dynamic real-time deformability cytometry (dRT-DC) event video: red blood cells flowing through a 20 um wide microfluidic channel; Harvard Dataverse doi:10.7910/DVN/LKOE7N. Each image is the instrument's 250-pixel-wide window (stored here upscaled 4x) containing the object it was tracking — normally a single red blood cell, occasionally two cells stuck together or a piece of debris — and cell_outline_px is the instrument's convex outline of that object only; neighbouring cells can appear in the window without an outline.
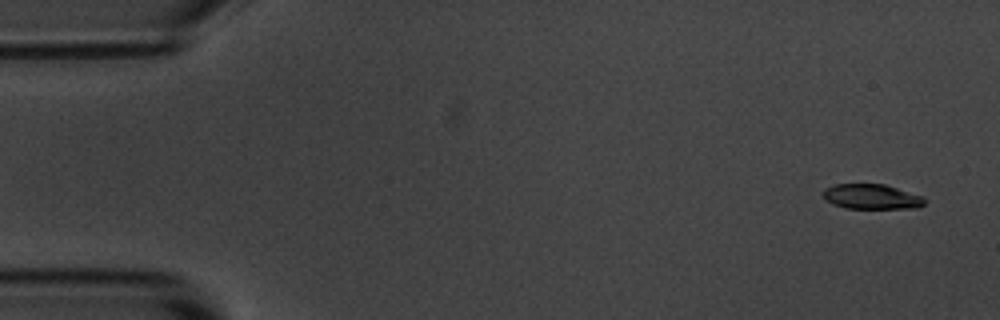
{"species": "common noctule bat (a hibernating species)", "species_latin": "Nyctalus noctula", "temperature_condition": "room temperature", "stored_images_in_passage": 4, "camera_frame_rate_fps": 3000, "um_per_image_px": 0.085, "animal": {"sex": "male", "body_mass_g": 20.1, "forearm_length_mm": 53.5}, "frame": {"image": 1, "passage_image": 1, "time_ms": 0.0, "image_size_px": [1000, 320], "cell_outline_px": [[924, 204], [920, 208], [844, 208], [832, 204], [824, 200], [824, 188], [836, 184], [884, 184], [924, 196]], "centroid_in_image_um": [74.09, 16.72], "position_along_channel_um": 10.9, "area_um2": 14.85}}
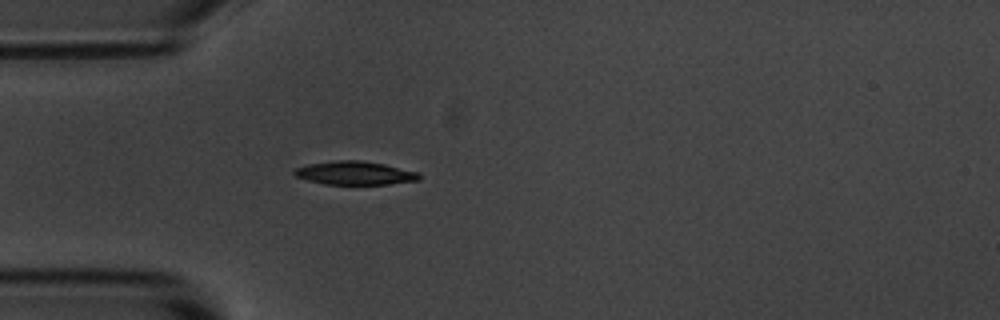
{"frame": {"image": 2, "passage_image": 4, "time_ms": 4.333, "image_size_px": [1000, 320], "cell_outline_px": [[420, 180], [388, 184], [324, 184], [308, 180], [296, 176], [292, 172], [296, 168], [308, 164], [336, 160], [360, 160], [384, 164], [420, 172]], "centroid_in_image_um": [30.18, 14.7], "position_along_channel_um": 54.8, "area_um2": 17.05}}